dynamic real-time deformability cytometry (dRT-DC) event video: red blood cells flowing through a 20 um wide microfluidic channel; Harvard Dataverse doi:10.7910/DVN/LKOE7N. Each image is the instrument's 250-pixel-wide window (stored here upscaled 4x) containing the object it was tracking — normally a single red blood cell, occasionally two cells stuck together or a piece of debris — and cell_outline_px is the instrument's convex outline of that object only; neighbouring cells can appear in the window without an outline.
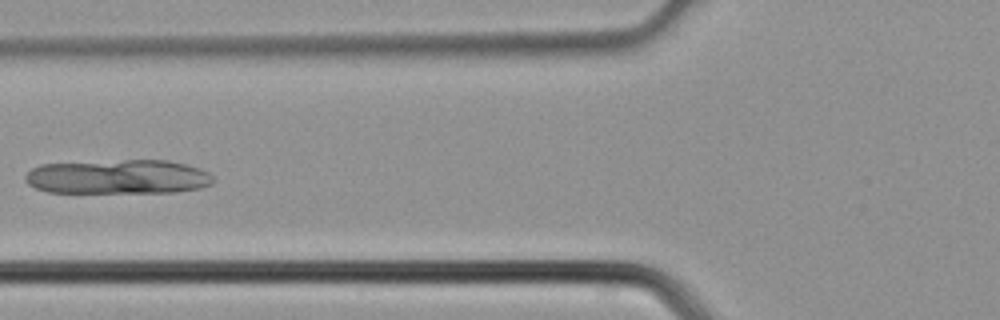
{"species": "common noctule bat (a hibernating species)", "species_latin": "Nyctalus noctula", "temperature_condition": "cold", "stored_images_in_passage": 2, "camera_frame_rate_fps": 3000, "um_per_image_px": 0.085, "animal": {"sex": "male", "body_mass_g": 21.5, "forearm_length_mm": 52.0}, "frame": {"image": 1, "passage_image": 2, "time_ms": 0.333, "image_size_px": [1000, 320], "cell_outline_px": [[212, 184], [200, 188], [176, 192], [48, 192], [36, 188], [28, 184], [24, 180], [24, 176], [32, 168], [40, 164], [124, 160], [168, 160], [200, 168], [208, 172], [212, 176]], "centroid_in_image_um": [10.02, 15.03], "position_along_channel_um": 115.8, "area_um2": 37.63}}